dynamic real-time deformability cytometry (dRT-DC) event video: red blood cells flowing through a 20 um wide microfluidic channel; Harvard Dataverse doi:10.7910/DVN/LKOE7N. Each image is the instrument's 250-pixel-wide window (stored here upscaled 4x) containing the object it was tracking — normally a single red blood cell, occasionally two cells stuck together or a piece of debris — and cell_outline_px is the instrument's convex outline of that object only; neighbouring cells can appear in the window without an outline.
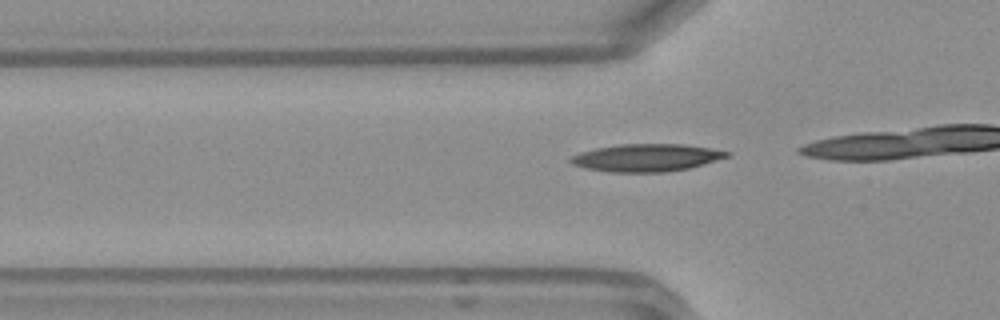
{"species": "Egyptian fruit bat (a non-hibernating species)", "species_latin": "Rousettus aegyptiacus", "temperature_condition": "warm", "stored_images_in_passage": 17, "camera_frame_rate_fps": 3000, "um_per_image_px": 0.085, "frame": {"image": 1, "passage_image": 13, "time_ms": 4.0, "image_size_px": [1000, 320], "cell_outline_px": [[732, 156], [704, 164], [688, 168], [664, 172], [612, 172], [588, 168], [572, 164], [568, 160], [572, 156], [580, 152], [596, 148], [620, 144], [684, 144], [732, 152]], "centroid_in_image_um": [54.99, 13.4], "position_along_channel_um": 70.8, "area_um2": 24.97}}